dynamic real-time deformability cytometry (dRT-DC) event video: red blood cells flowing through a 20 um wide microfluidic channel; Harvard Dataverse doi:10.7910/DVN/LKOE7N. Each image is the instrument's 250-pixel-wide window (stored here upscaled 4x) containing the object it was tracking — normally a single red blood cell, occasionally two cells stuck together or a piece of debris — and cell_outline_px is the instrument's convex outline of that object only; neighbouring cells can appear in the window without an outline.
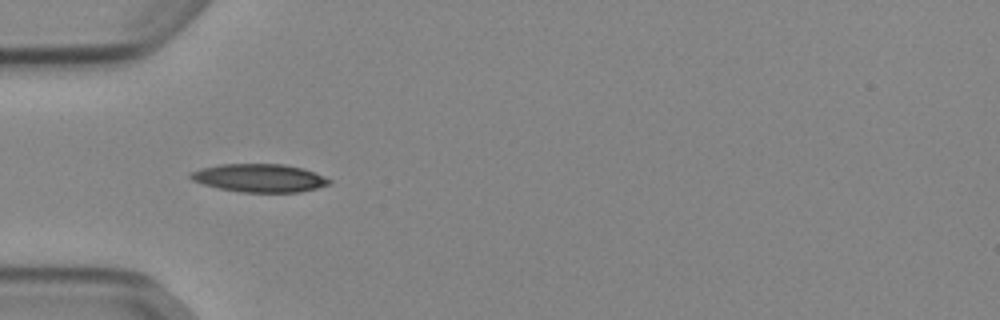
{"species": "Egyptian fruit bat (a non-hibernating species)", "species_latin": "Rousettus aegyptiacus", "temperature_condition": "cold", "stored_images_in_passage": 11, "camera_frame_rate_fps": 3000, "um_per_image_px": 0.085, "animal": {"sex": "female"}, "frame": {"image": 1, "passage_image": 4, "time_ms": 1.0, "image_size_px": [1000, 320], "cell_outline_px": [[332, 184], [300, 192], [240, 192], [220, 188], [204, 184], [192, 180], [188, 176], [188, 172], [200, 168], [220, 164], [284, 164], [300, 168], [324, 176], [332, 180]], "centroid_in_image_um": [22.03, 15.13], "position_along_channel_um": 63.0, "area_um2": 22.72}}
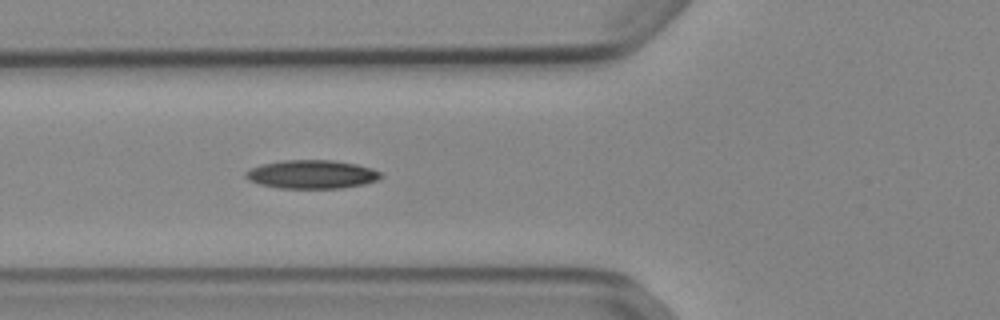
{"frame": {"image": 2, "passage_image": 7, "time_ms": 2.0, "image_size_px": [1000, 320], "cell_outline_px": [[384, 176], [376, 180], [364, 184], [344, 188], [276, 188], [260, 184], [248, 180], [244, 176], [244, 172], [260, 164], [284, 160], [332, 160], [356, 164], [372, 168], [380, 172]], "centroid_in_image_um": [26.49, 14.82], "position_along_channel_um": 99.3, "area_um2": 22.6}}